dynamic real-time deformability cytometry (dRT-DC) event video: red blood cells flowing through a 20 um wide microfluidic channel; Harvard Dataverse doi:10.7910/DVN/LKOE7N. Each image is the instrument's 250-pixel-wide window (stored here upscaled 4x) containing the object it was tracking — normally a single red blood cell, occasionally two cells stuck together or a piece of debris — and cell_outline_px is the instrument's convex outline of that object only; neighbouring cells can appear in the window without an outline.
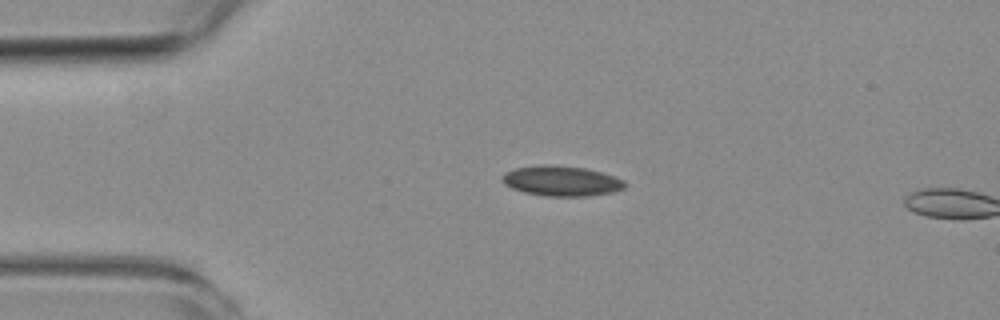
{"species": "common noctule bat (a hibernating species)", "species_latin": "Nyctalus noctula", "temperature_condition": "room temperature", "stored_images_in_passage": 3, "camera_frame_rate_fps": 3000, "um_per_image_px": 0.085, "animal": {"sex": "female", "body_mass_g": 19.3, "forearm_length_mm": 54.1}, "frame": {"image": 1, "passage_image": 2, "time_ms": 1.333, "image_size_px": [1000, 320], "cell_outline_px": [[628, 184], [624, 188], [612, 192], [588, 196], [544, 196], [524, 192], [512, 188], [504, 184], [500, 180], [500, 176], [504, 172], [516, 168], [544, 164], [552, 164], [584, 168], [600, 172], [624, 180]], "centroid_in_image_um": [47.68, 15.38], "position_along_channel_um": 37.3, "area_um2": 21.68}}